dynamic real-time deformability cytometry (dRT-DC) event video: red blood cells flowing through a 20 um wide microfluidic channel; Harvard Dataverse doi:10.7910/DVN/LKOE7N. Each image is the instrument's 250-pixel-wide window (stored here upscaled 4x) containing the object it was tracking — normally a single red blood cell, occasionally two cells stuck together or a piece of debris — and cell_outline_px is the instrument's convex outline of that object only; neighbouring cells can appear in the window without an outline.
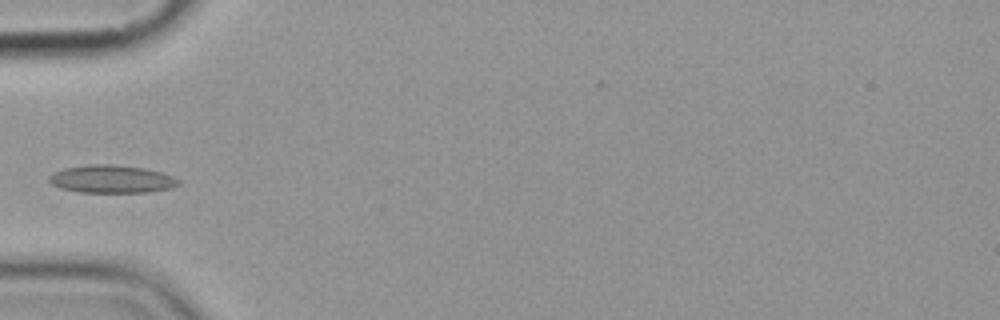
{"species": "common noctule bat (a hibernating species)", "species_latin": "Nyctalus noctula", "temperature_condition": "cold", "stored_images_in_passage": 7, "camera_frame_rate_fps": 3000, "um_per_image_px": 0.085, "animal": {"sex": "female", "body_mass_g": 19.9}, "frame": {"image": 1, "passage_image": 6, "time_ms": 5.667, "image_size_px": [1000, 320], "cell_outline_px": [[180, 184], [172, 188], [148, 192], [80, 192], [60, 188], [52, 184], [48, 180], [48, 176], [52, 172], [64, 168], [88, 164], [112, 164], [144, 168], [160, 172], [172, 176], [180, 180]], "centroid_in_image_um": [9.47, 15.22], "position_along_channel_um": 75.5, "area_um2": 21.1}}